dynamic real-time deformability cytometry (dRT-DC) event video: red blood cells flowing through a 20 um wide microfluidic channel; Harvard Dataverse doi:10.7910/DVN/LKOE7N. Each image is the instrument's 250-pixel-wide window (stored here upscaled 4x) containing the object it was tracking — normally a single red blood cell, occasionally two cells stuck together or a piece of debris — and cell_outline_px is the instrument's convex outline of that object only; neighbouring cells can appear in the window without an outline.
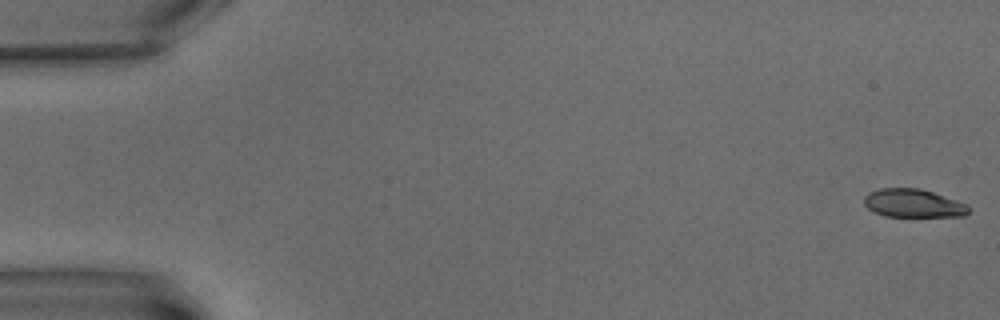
{"species": "common noctule bat (a hibernating species)", "species_latin": "Nyctalus noctula", "temperature_condition": "warm", "stored_images_in_passage": 10, "camera_frame_rate_fps": 3000, "um_per_image_px": 0.085, "animal": {"sex": "male", "body_mass_g": 15.6}, "frame": {"image": 1, "passage_image": 1, "time_ms": 0.0, "image_size_px": [1000, 320], "cell_outline_px": [[968, 212], [964, 216], [884, 216], [872, 212], [864, 204], [864, 196], [868, 192], [880, 188], [920, 188], [968, 204]], "centroid_in_image_um": [77.58, 17.27], "position_along_channel_um": 7.4, "area_um2": 17.22}}
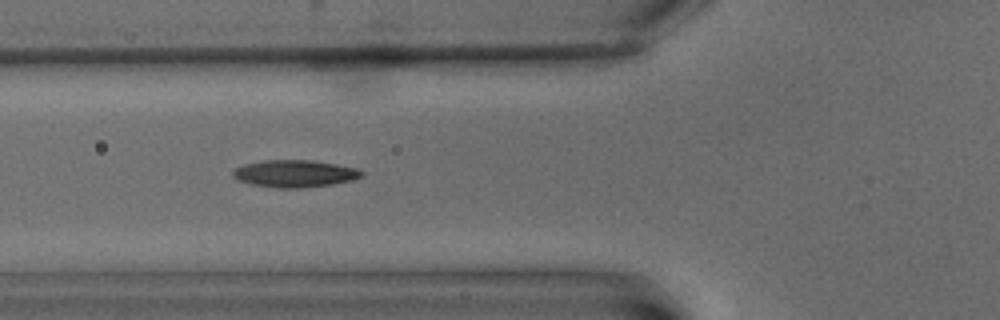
{"frame": {"image": 2, "passage_image": 7, "time_ms": 8.0, "image_size_px": [1000, 320], "cell_outline_px": [[364, 176], [352, 180], [332, 184], [300, 188], [276, 188], [252, 184], [236, 180], [232, 176], [232, 172], [236, 168], [244, 164], [260, 160], [312, 160], [336, 164], [356, 168], [364, 172]], "centroid_in_image_um": [25.03, 14.75], "position_along_channel_um": 100.8, "area_um2": 20.52}}
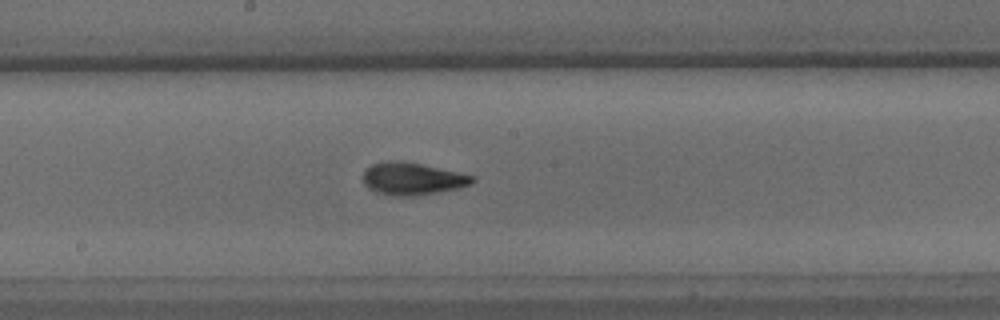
{"frame": {"image": 3, "passage_image": 10, "time_ms": 11.667, "image_size_px": [1000, 320], "cell_outline_px": [[476, 180], [472, 184], [456, 188], [416, 196], [396, 196], [376, 192], [368, 188], [364, 184], [364, 168], [372, 164], [388, 160], [404, 160], [476, 176]], "centroid_in_image_um": [35.04, 15.17], "position_along_channel_um": 213.2, "area_um2": 20.75}}